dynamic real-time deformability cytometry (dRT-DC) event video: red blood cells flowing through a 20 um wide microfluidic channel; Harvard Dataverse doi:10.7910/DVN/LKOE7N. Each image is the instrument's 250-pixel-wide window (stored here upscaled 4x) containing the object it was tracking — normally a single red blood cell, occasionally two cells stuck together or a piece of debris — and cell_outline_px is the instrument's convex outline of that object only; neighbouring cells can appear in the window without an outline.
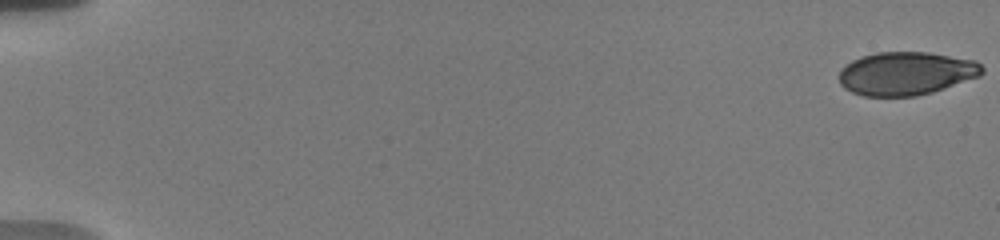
{"species": "human", "species_latin": "Homo sapiens", "temperature_condition": "warm", "stored_images_in_passage": 56, "camera_frame_rate_fps": 3000, "um_per_image_px": 0.085, "donor": {"sex": "male"}, "frame": {"image": 1, "passage_image": 1, "time_ms": 0.0, "image_size_px": [1000, 240], "cell_outline_px": [[984, 72], [980, 76], [932, 92], [916, 96], [864, 96], [852, 92], [844, 88], [840, 84], [840, 72], [852, 60], [860, 56], [876, 52], [928, 52], [976, 60], [984, 68]], "centroid_in_image_um": [77.04, 6.24], "position_along_channel_um": 8.0, "area_um2": 36.07}}
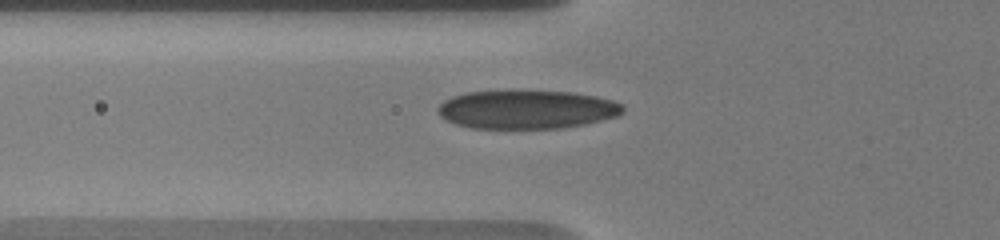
{"frame": {"image": 2, "passage_image": 22, "time_ms": 7.0, "image_size_px": [1000, 240], "cell_outline_px": [[624, 112], [616, 116], [584, 124], [564, 128], [472, 128], [456, 124], [444, 120], [436, 112], [436, 108], [444, 100], [452, 96], [464, 92], [496, 88], [516, 88], [572, 92], [596, 96], [612, 100], [624, 104]], "centroid_in_image_um": [44.7, 9.25], "position_along_channel_um": 81.1, "area_um2": 43.23}}
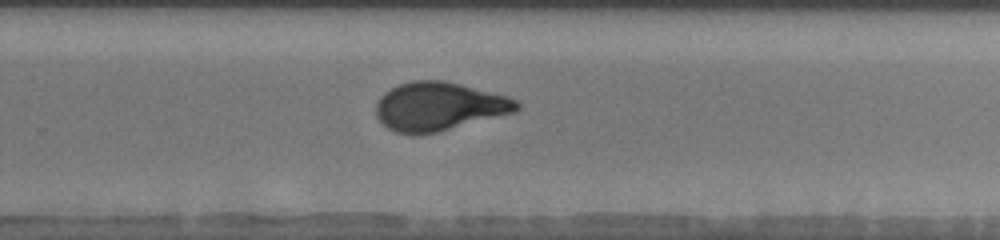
{"frame": {"image": 3, "passage_image": 39, "time_ms": 12.667, "image_size_px": [1000, 240], "cell_outline_px": [[520, 108], [516, 112], [420, 136], [412, 136], [396, 132], [388, 128], [376, 116], [376, 104], [380, 96], [384, 92], [400, 84], [412, 80], [444, 80], [508, 96], [516, 100], [520, 104]], "centroid_in_image_um": [37.3, 9.06], "position_along_channel_um": 292.5, "area_um2": 39.94}, "authors_computed_cell_mechanics": {"area_um2": 38.9861, "velocity_mm_per_s": 3.7274, "shape_relaxation_time_tau1_ms": 9.5275, "shape_relaxation_time_tau2_ms": 0.7537, "deformation_change_tau1": 0.2764, "deformation_change_tau2": 0.0683}}